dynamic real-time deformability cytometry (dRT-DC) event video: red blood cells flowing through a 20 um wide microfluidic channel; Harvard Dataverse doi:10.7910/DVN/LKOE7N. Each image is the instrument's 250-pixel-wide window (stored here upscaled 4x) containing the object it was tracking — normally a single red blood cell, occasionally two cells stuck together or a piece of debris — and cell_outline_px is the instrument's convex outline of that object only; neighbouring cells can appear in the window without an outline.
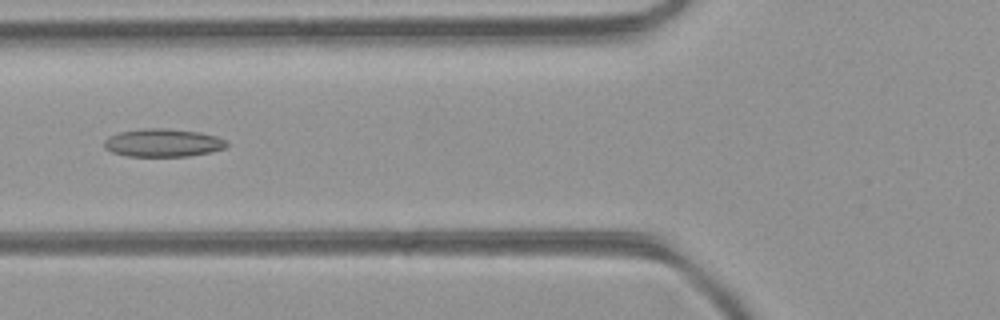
{"species": "common noctule bat (a hibernating species)", "species_latin": "Nyctalus noctula", "temperature_condition": "room temperature", "stored_images_in_passage": 6, "camera_frame_rate_fps": 3000, "um_per_image_px": 0.085, "animal": {"sex": "female", "body_mass_g": 21.9}, "frame": {"image": 1, "passage_image": 6, "time_ms": 1.667, "image_size_px": [1000, 320], "cell_outline_px": [[228, 144], [224, 148], [212, 152], [188, 156], [128, 156], [112, 152], [104, 148], [104, 140], [108, 136], [120, 132], [144, 128], [164, 128], [200, 132], [216, 136], [224, 140]], "centroid_in_image_um": [13.83, 12.14], "position_along_channel_um": 112.0, "area_um2": 20.0}}